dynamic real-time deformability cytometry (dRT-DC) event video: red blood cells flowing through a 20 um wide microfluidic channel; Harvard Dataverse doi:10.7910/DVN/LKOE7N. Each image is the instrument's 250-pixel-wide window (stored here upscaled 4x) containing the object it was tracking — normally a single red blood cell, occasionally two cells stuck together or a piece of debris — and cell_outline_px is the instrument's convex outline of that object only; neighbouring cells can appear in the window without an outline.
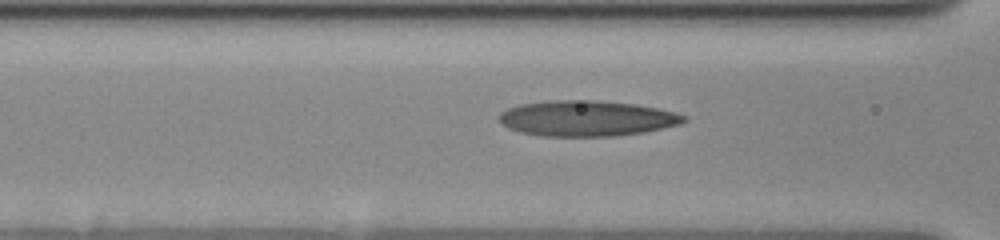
{"species": "human", "species_latin": "Homo sapiens", "temperature_condition": "cold", "stored_images_in_passage": 43, "camera_frame_rate_fps": 3000, "um_per_image_px": 0.085, "donor": {"sex": "female"}, "frame": {"image": 1, "passage_image": 17, "time_ms": 5.333, "image_size_px": [1000, 240], "cell_outline_px": [[688, 120], [680, 124], [644, 132], [616, 136], [540, 136], [520, 132], [508, 128], [500, 124], [500, 112], [508, 108], [520, 104], [548, 100], [596, 100], [632, 104], [656, 108], [688, 116]], "centroid_in_image_um": [49.84, 10.06], "position_along_channel_um": 116.8, "area_um2": 38.38}}
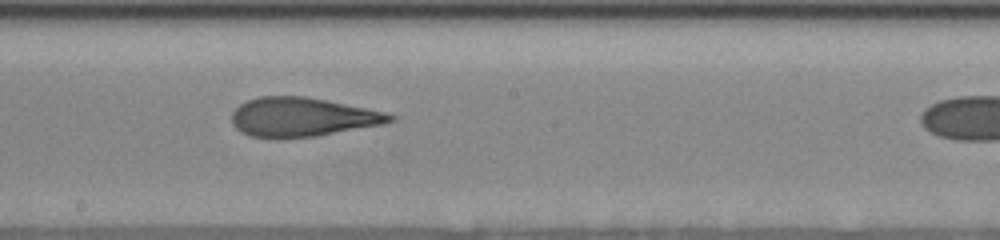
{"frame": {"image": 2, "passage_image": 26, "time_ms": 8.333, "image_size_px": [1000, 240], "cell_outline_px": [[396, 120], [384, 124], [316, 136], [252, 136], [240, 132], [232, 124], [232, 112], [240, 104], [248, 100], [260, 96], [304, 96], [368, 108], [384, 112], [396, 116]], "centroid_in_image_um": [25.72, 9.93], "position_along_channel_um": 222.5, "area_um2": 35.43}}
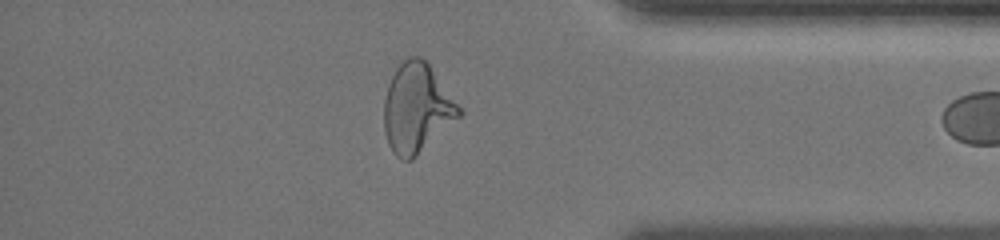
{"frame": {"image": 3, "passage_image": 42, "time_ms": 13.667, "image_size_px": [1000, 240], "cell_outline_px": [[464, 112], [460, 116], [412, 160], [404, 160], [396, 156], [392, 152], [388, 144], [384, 132], [384, 100], [388, 84], [396, 68], [408, 56], [420, 56], [428, 64]], "centroid_in_image_um": [35.4, 9.21], "position_along_channel_um": 399.8, "area_um2": 38.61}}